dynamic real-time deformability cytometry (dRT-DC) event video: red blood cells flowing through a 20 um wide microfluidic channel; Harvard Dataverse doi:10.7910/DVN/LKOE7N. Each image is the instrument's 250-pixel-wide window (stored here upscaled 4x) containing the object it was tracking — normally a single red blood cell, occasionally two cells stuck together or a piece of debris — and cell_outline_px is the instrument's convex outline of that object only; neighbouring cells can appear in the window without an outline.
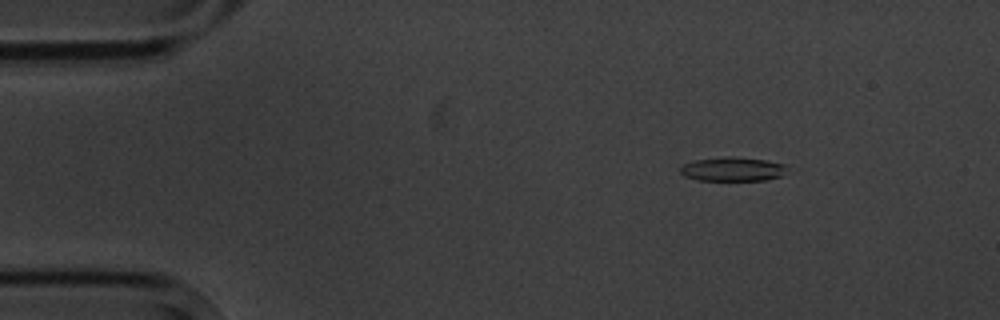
{"species": "common noctule bat (a hibernating species)", "species_latin": "Nyctalus noctula", "temperature_condition": "cold", "stored_images_in_passage": 3, "camera_frame_rate_fps": 3000, "um_per_image_px": 0.085, "animal": {"sex": "male", "body_mass_g": 20.1, "forearm_length_mm": 53.5}, "frame": {"image": 1, "passage_image": 1, "time_ms": 0.0, "image_size_px": [1000, 320], "cell_outline_px": [[788, 164], [780, 176], [764, 180], [700, 180], [684, 176], [680, 172], [680, 164], [696, 160], [724, 156], [732, 156], [764, 160]], "centroid_in_image_um": [62.22, 14.36], "position_along_channel_um": 22.8, "area_um2": 14.91}}